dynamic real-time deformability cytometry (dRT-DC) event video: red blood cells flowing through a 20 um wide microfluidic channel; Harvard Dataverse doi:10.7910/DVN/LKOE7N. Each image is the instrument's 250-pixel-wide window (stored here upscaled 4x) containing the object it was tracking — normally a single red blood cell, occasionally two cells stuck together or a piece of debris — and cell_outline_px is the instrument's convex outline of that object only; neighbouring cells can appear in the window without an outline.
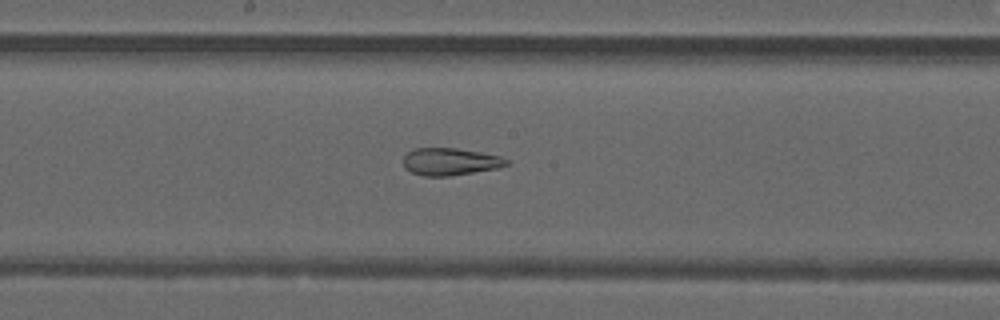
{"species": "common noctule bat (a hibernating species)", "species_latin": "Nyctalus noctula", "temperature_condition": "warm", "stored_images_in_passage": 48, "camera_frame_rate_fps": 3000, "um_per_image_px": 0.085, "animal": {"sex": "male", "forearm_length_mm": 52.5}, "frame": {"image": 1, "passage_image": 25, "time_ms": 8.0, "image_size_px": [1000, 320], "cell_outline_px": [[512, 160], [508, 164], [496, 168], [448, 176], [424, 176], [412, 172], [404, 168], [404, 156], [408, 152], [416, 148], [456, 148], [480, 152], [500, 156]], "centroid_in_image_um": [38.27, 13.73], "position_along_channel_um": 209.9, "area_um2": 16.3}}
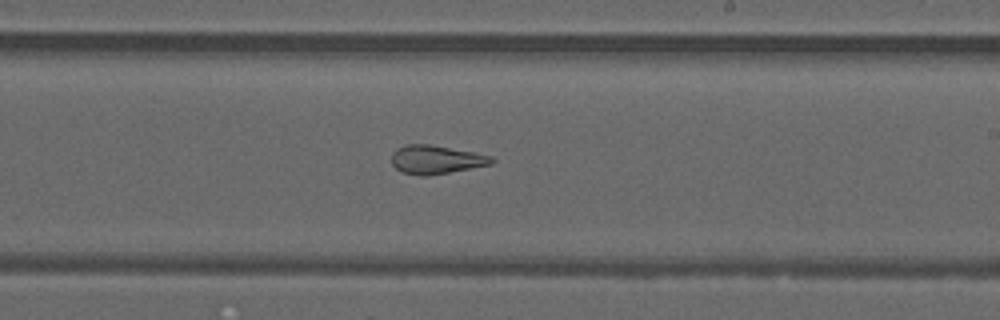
{"frame": {"image": 2, "passage_image": 28, "time_ms": 9.0, "image_size_px": [1000, 320], "cell_outline_px": [[496, 160], [492, 164], [428, 176], [420, 176], [400, 172], [392, 164], [392, 152], [396, 148], [404, 144], [428, 144], [476, 152], [492, 156]], "centroid_in_image_um": [37.05, 13.56], "position_along_channel_um": 251.9, "area_um2": 16.88}}
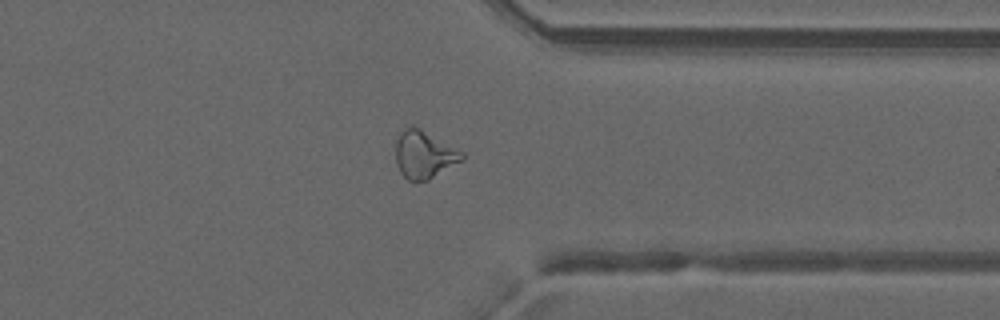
{"frame": {"image": 3, "passage_image": 37, "time_ms": 12.0, "image_size_px": [1000, 320], "cell_outline_px": [[464, 160], [428, 180], [408, 180], [400, 172], [396, 164], [396, 136], [404, 128], [412, 124], [420, 128], [464, 152]], "centroid_in_image_um": [36.04, 13.11], "position_along_channel_um": 375.4, "area_um2": 18.55}}